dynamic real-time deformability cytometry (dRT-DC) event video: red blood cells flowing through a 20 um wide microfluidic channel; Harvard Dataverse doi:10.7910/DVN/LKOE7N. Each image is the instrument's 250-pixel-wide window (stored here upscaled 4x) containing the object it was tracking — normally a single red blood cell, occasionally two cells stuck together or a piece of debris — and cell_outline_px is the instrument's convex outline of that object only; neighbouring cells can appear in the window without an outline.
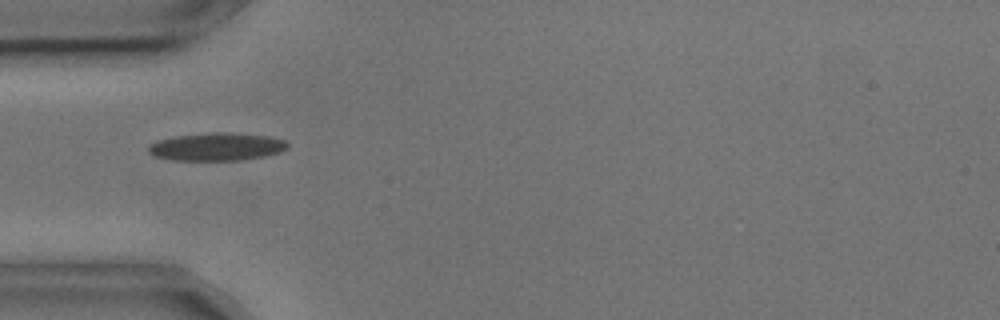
{"species": "common noctule bat (a hibernating species)", "species_latin": "Nyctalus noctula", "temperature_condition": "cold", "stored_images_in_passage": 8, "camera_frame_rate_fps": 3000, "um_per_image_px": 0.085, "animal": {"sex": "male", "body_mass_g": 17.9, "forearm_length_mm": 54.2}, "frame": {"image": 1, "passage_image": 5, "time_ms": 1.333, "image_size_px": [1000, 320], "cell_outline_px": [[288, 148], [280, 152], [264, 156], [240, 160], [172, 160], [152, 156], [148, 152], [148, 148], [156, 140], [176, 136], [208, 132], [232, 132], [272, 136], [284, 140], [288, 144]], "centroid_in_image_um": [18.42, 12.46], "position_along_channel_um": 66.6, "area_um2": 22.83}}
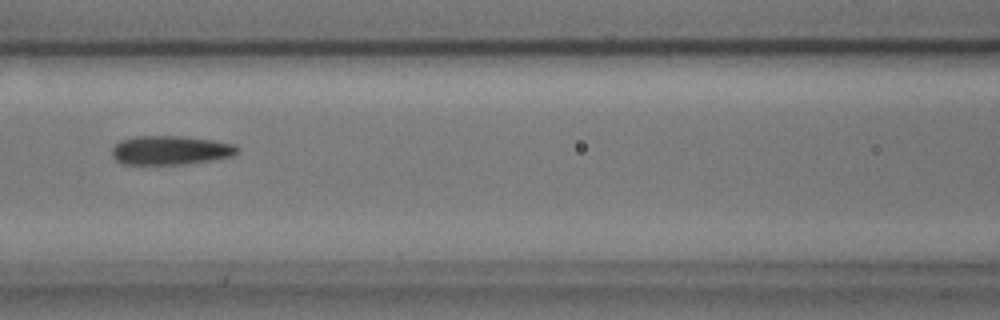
{"frame": {"image": 2, "passage_image": 7, "time_ms": 2.0, "image_size_px": [1000, 320], "cell_outline_px": [[240, 148], [232, 156], [212, 160], [184, 164], [124, 164], [116, 160], [112, 156], [112, 148], [120, 140], [136, 136], [180, 136], [212, 140], [236, 144]], "centroid_in_image_um": [14.49, 12.77], "position_along_channel_um": 152.1, "area_um2": 21.15}}